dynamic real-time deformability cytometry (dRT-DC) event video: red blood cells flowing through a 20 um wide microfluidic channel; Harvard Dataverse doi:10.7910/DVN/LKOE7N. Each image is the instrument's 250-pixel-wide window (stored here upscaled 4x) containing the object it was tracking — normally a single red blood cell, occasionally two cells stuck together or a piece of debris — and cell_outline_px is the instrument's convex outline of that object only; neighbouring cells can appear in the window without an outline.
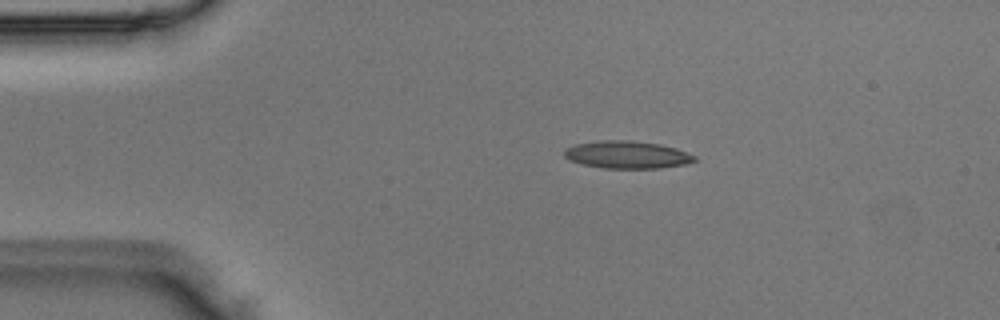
{"species": "Egyptian fruit bat (a non-hibernating species)", "species_latin": "Rousettus aegyptiacus", "temperature_condition": "room temperature", "stored_images_in_passage": 2, "camera_frame_rate_fps": 3000, "um_per_image_px": 0.085, "animal": {"sex": "male"}, "frame": {"image": 1, "passage_image": 1, "time_ms": 0.0, "image_size_px": [1000, 320], "cell_outline_px": [[696, 160], [684, 164], [660, 168], [604, 168], [580, 164], [568, 160], [564, 156], [564, 148], [576, 144], [600, 140], [628, 140], [660, 144], [676, 148], [696, 156]], "centroid_in_image_um": [53.26, 13.15], "position_along_channel_um": 31.7, "area_um2": 20.92}}